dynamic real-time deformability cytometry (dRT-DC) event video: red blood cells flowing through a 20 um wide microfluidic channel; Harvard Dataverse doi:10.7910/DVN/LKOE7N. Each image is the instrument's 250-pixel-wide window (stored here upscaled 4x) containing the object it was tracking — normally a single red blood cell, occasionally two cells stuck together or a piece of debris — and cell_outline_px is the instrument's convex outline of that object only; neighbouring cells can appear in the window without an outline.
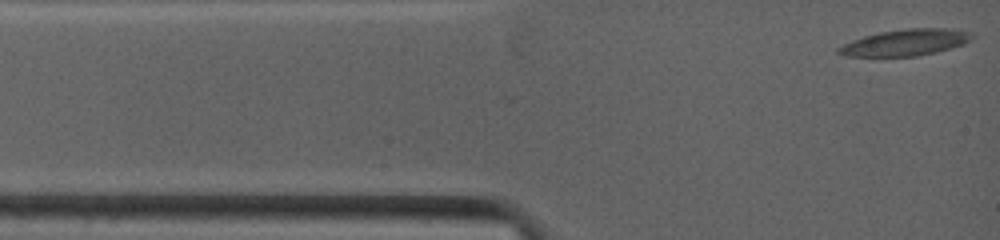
{"species": "common noctule bat (a hibernating species)", "species_latin": "Nyctalus noctula", "temperature_condition": "warm", "stored_images_in_passage": 26, "camera_frame_rate_fps": 4500, "um_per_image_px": 0.085, "animal": {"sex": "female", "body_mass_g": 19.0, "forearm_length_mm": 53.3}, "frame": {"image": 1, "passage_image": 1, "time_ms": 0.0, "image_size_px": [1000, 240], "cell_outline_px": [[972, 36], [964, 44], [936, 52], [916, 56], [844, 56], [836, 52], [836, 48], [852, 40], [864, 36], [880, 32], [908, 28], [948, 28], [968, 32]], "centroid_in_image_um": [76.91, 3.61], "position_along_channel_um": 8.1, "area_um2": 20.29}}
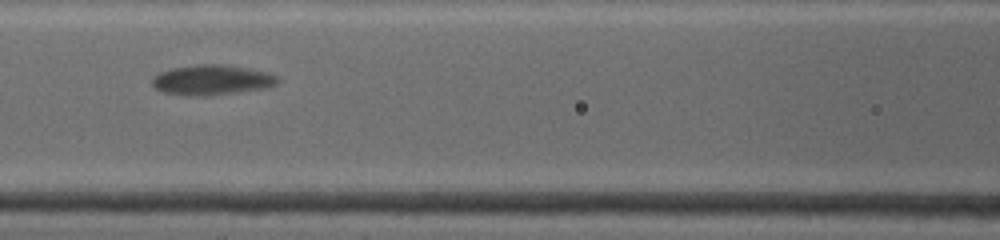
{"frame": {"image": 2, "passage_image": 19, "time_ms": 4.889, "image_size_px": [1000, 240], "cell_outline_px": [[280, 80], [276, 84], [268, 88], [204, 96], [200, 96], [164, 92], [156, 88], [152, 84], [152, 80], [160, 72], [172, 68], [196, 64], [224, 64], [264, 72], [280, 76]], "centroid_in_image_um": [18.04, 6.79], "position_along_channel_um": 148.6, "area_um2": 21.73}}
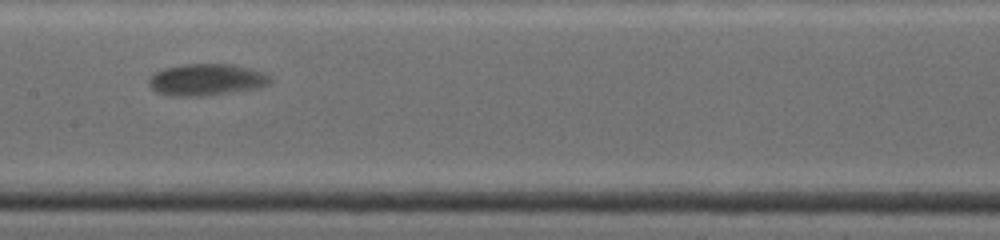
{"frame": {"image": 3, "passage_image": 25, "time_ms": 6.0, "image_size_px": [1000, 240], "cell_outline_px": [[272, 80], [268, 84], [256, 88], [200, 96], [176, 96], [156, 92], [148, 84], [148, 80], [156, 72], [164, 68], [184, 64], [232, 64], [252, 68], [268, 76]], "centroid_in_image_um": [17.52, 6.76], "position_along_channel_um": 189.9, "area_um2": 22.08}}